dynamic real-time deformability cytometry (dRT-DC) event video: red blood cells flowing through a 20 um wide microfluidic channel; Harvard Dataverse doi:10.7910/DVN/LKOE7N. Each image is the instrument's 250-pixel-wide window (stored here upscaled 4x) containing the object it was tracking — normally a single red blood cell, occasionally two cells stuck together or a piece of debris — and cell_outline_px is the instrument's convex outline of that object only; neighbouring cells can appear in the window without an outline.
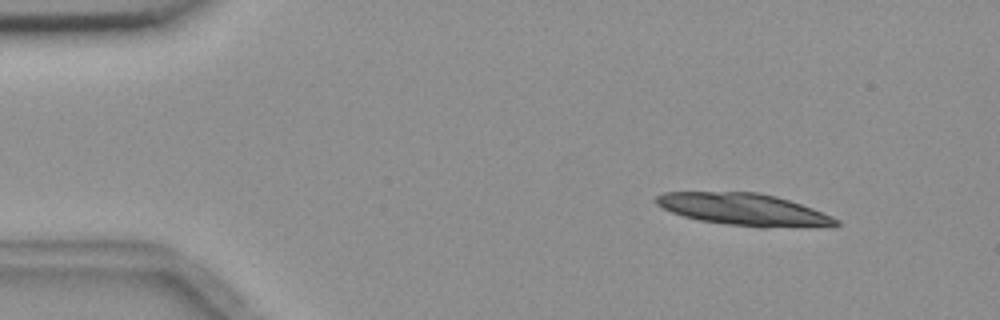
{"species": "common noctule bat (a hibernating species)", "species_latin": "Nyctalus noctula", "temperature_condition": "room temperature", "stored_images_in_passage": 4, "segment_of_instrument_passage": [2, 2], "camera_frame_rate_fps": 3000, "um_per_image_px": 0.085, "animal": {"sex": "female", "body_mass_g": 18.4}, "frame": {"image": 1, "passage_image": 4, "time_ms": 4.333, "image_size_px": [1000, 320], "cell_outline_px": [[840, 224], [764, 228], [760, 228], [728, 224], [700, 220], [684, 216], [672, 212], [656, 204], [656, 196], [664, 192], [760, 192], [776, 196], [812, 208], [832, 216], [840, 220]], "centroid_in_image_um": [63.19, 17.79], "position_along_channel_um": 21.8, "area_um2": 33.06}}